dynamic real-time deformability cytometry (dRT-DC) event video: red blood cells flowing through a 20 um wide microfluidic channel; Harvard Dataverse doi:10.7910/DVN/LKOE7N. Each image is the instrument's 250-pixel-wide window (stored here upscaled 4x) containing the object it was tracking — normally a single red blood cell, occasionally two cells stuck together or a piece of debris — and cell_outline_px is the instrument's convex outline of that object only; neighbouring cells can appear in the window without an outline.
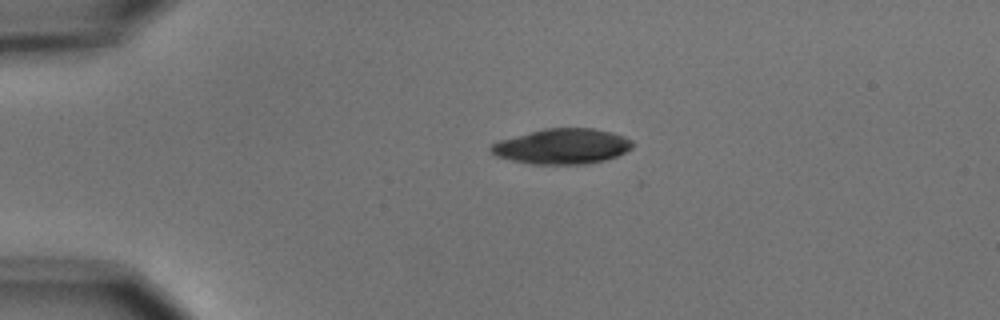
{"species": "common noctule bat (a hibernating species)", "species_latin": "Nyctalus noctula", "temperature_condition": "cold", "stored_images_in_passage": 2, "camera_frame_rate_fps": 3000, "um_per_image_px": 0.085, "animal": {"sex": "male", "body_mass_g": 15.6}, "frame": {"image": 1, "passage_image": 1, "time_ms": 0.0, "image_size_px": [1000, 320], "cell_outline_px": [[636, 144], [632, 148], [616, 156], [604, 160], [588, 164], [528, 164], [496, 156], [488, 148], [492, 144], [500, 140], [544, 128], [592, 128], [612, 132], [624, 136], [632, 140]], "centroid_in_image_um": [47.81, 12.44], "position_along_channel_um": 37.2, "area_um2": 29.19}}